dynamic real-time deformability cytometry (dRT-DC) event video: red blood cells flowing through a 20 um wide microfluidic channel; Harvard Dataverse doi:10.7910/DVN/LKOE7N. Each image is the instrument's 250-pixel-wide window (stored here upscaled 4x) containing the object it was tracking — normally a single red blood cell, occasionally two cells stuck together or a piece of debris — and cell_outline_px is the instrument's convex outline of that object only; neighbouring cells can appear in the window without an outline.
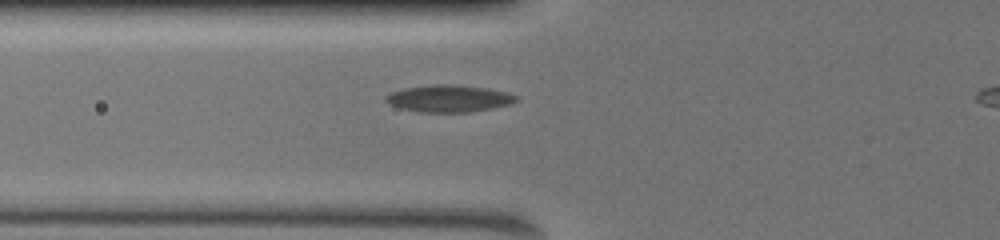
{"species": "common noctule bat (a hibernating species)", "species_latin": "Nyctalus noctula", "temperature_condition": "warm", "stored_images_in_passage": 49, "camera_frame_rate_fps": 3000, "um_per_image_px": 0.085, "animal": {"sex": "female", "body_mass_g": 19.5, "forearm_length_mm": 54.1}, "frame": {"image": 1, "passage_image": 16, "time_ms": 5.0, "image_size_px": [1000, 240], "cell_outline_px": [[520, 100], [508, 104], [492, 108], [468, 112], [420, 112], [400, 108], [384, 100], [384, 96], [392, 92], [404, 88], [432, 84], [456, 84], [488, 88], [504, 92], [516, 96]], "centroid_in_image_um": [38.14, 8.36], "position_along_channel_um": 87.7, "area_um2": 20.46}}
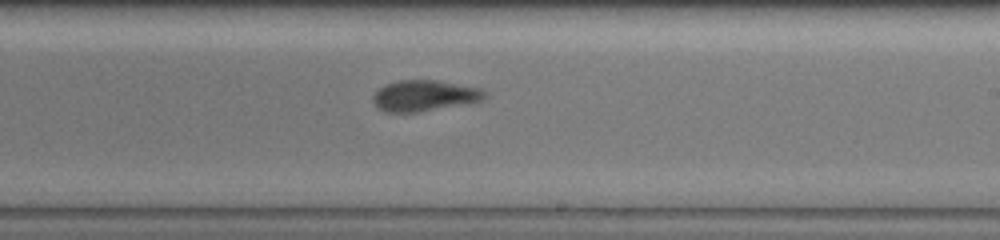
{"frame": {"image": 2, "passage_image": 30, "time_ms": 9.667, "image_size_px": [1000, 240], "cell_outline_px": [[488, 92], [484, 100], [416, 112], [384, 112], [376, 108], [372, 100], [372, 96], [384, 84], [400, 80], [436, 80], [480, 88]], "centroid_in_image_um": [36.04, 8.13], "position_along_channel_um": 253.0, "area_um2": 20.11}}
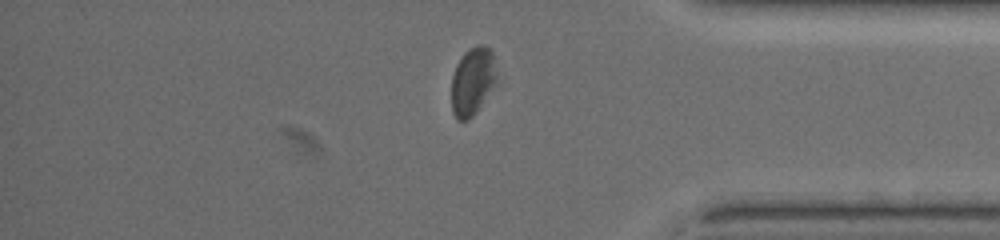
{"frame": {"image": 3, "passage_image": 43, "time_ms": 14.0, "image_size_px": [1000, 240], "cell_outline_px": [[496, 84], [476, 112], [468, 120], [456, 120], [452, 112], [452, 76], [456, 64], [464, 52], [468, 48], [476, 44], [484, 44], [492, 52], [496, 76]], "centroid_in_image_um": [40.15, 6.89], "position_along_channel_um": 395.0, "area_um2": 17.98}}